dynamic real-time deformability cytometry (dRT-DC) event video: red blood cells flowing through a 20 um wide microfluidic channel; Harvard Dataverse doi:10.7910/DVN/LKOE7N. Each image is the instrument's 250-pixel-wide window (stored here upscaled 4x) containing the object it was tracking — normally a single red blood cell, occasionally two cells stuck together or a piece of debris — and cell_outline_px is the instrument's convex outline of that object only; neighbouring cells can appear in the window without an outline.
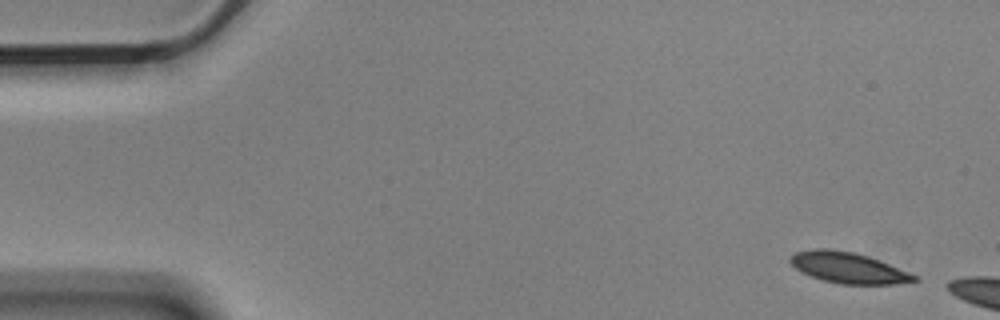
{"species": "Egyptian fruit bat (a non-hibernating species)", "species_latin": "Rousettus aegyptiacus", "temperature_condition": "cold", "stored_images_in_passage": 3, "camera_frame_rate_fps": 3000, "um_per_image_px": 0.085, "animal": {"sex": "male"}, "frame": {"image": 1, "passage_image": 1, "time_ms": 0.0, "image_size_px": [1000, 320], "cell_outline_px": [[920, 280], [896, 284], [840, 284], [824, 280], [812, 276], [796, 268], [788, 260], [796, 252], [812, 248], [828, 248], [856, 252], [868, 256], [920, 276]], "centroid_in_image_um": [72.15, 22.75], "position_along_channel_um": 12.9, "area_um2": 22.31}}